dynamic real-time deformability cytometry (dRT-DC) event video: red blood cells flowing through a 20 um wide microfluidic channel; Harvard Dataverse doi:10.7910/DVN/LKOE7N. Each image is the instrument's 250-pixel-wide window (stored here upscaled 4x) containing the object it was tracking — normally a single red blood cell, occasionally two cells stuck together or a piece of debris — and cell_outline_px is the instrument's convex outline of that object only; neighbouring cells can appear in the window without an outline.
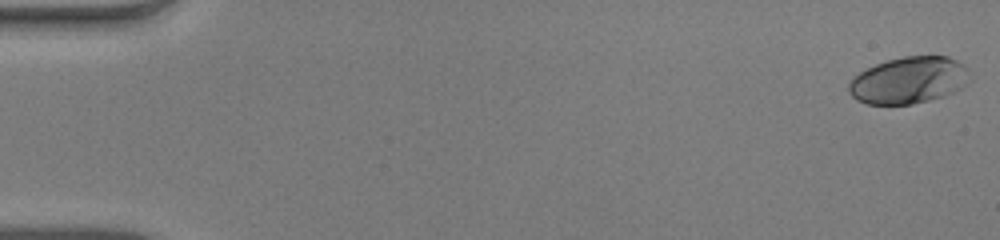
{"species": "human", "species_latin": "Homo sapiens", "temperature_condition": "warm", "stored_images_in_passage": 12, "camera_frame_rate_fps": 3000, "um_per_image_px": 0.085, "donor": {"sex": "male"}, "frame": {"image": 1, "passage_image": 1, "time_ms": 0.0, "image_size_px": [1000, 240], "cell_outline_px": [[968, 68], [964, 84], [960, 88], [944, 96], [912, 104], [868, 104], [856, 100], [848, 92], [848, 84], [860, 72], [876, 64], [888, 60], [904, 56], [948, 56], [964, 64]], "centroid_in_image_um": [77.21, 6.82], "position_along_channel_um": 7.8, "area_um2": 32.54}}